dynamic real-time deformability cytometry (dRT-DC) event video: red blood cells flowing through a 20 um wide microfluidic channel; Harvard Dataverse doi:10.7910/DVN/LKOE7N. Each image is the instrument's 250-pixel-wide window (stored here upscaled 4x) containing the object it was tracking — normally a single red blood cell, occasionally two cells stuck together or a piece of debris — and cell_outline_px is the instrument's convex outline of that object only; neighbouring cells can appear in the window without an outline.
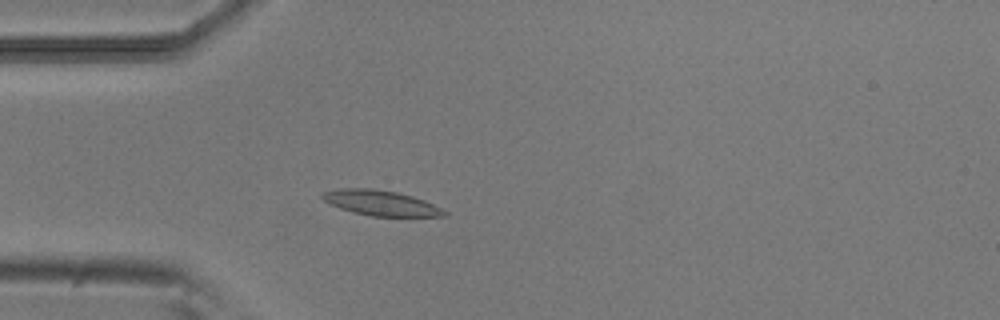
{"species": "common noctule bat (a hibernating species)", "species_latin": "Nyctalus noctula", "temperature_condition": "room temperature", "stored_images_in_passage": 51, "camera_frame_rate_fps": 3000, "um_per_image_px": 0.085, "animal": {"sex": "male", "body_mass_g": 20.5, "forearm_length_mm": 52.5}, "frame": {"image": 1, "passage_image": 13, "time_ms": 4.0, "image_size_px": [1000, 320], "cell_outline_px": [[448, 216], [372, 216], [352, 212], [328, 204], [320, 196], [320, 192], [340, 188], [372, 188], [396, 192], [412, 196], [424, 200], [448, 212]], "centroid_in_image_um": [32.32, 17.24], "position_along_channel_um": 52.7, "area_um2": 17.98}}
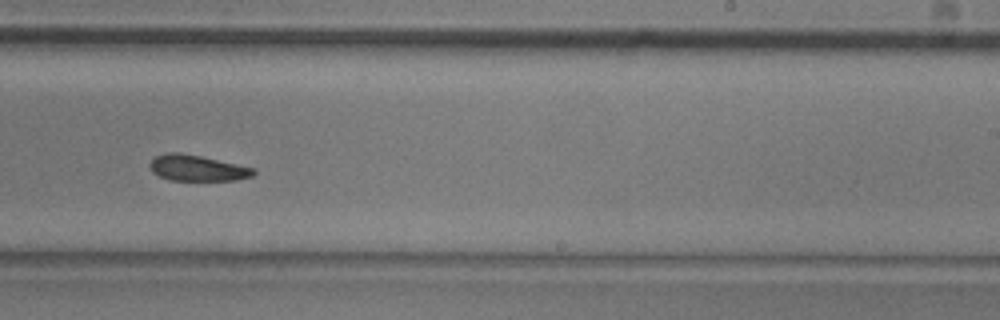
{"frame": {"image": 2, "passage_image": 31, "time_ms": 10.0, "image_size_px": [1000, 320], "cell_outline_px": [[256, 172], [252, 176], [236, 180], [168, 180], [152, 172], [148, 164], [156, 156], [168, 152], [180, 152], [200, 156], [256, 168]], "centroid_in_image_um": [16.76, 14.28], "position_along_channel_um": 272.2, "area_um2": 15.66}}
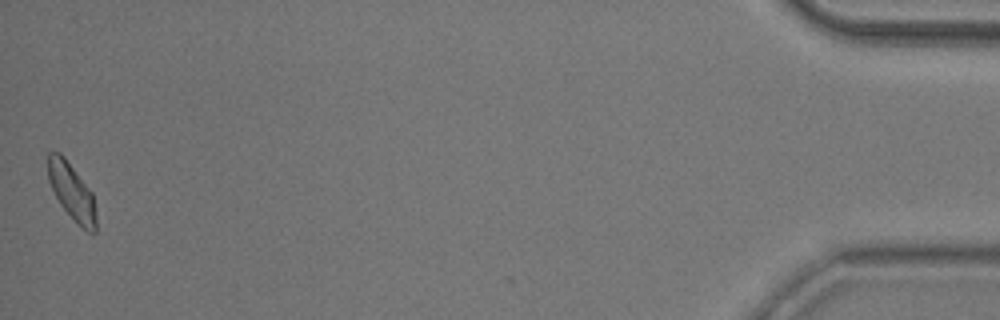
{"frame": {"image": 3, "passage_image": 51, "time_ms": 16.667, "image_size_px": [1000, 320], "cell_outline_px": [[96, 232], [88, 232], [60, 204], [48, 180], [48, 152], [60, 152], [64, 156], [92, 192], [96, 216]], "centroid_in_image_um": [6.1, 16.25], "position_along_channel_um": 429.1, "area_um2": 15.43}, "authors_computed_cell_mechanics": {"area_um2": 16.6464, "velocity_mm_per_s": 3.7798, "shape_relaxation_time_tau1_ms": 4.5765, "shape_relaxation_time_tau2_ms": null, "deformation_change_tau1": 0.1031, "deformation_change_tau2": null}}